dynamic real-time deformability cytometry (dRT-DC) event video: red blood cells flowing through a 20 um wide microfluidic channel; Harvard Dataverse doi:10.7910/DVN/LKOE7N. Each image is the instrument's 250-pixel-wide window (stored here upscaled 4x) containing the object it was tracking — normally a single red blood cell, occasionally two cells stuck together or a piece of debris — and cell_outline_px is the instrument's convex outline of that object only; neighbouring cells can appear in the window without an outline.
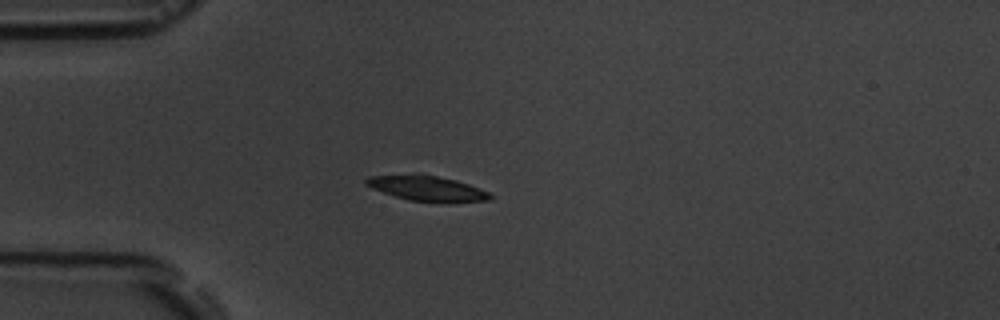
{"species": "common noctule bat (a hibernating species)", "species_latin": "Nyctalus noctula", "temperature_condition": "room temperature", "stored_images_in_passage": 8, "camera_frame_rate_fps": 3000, "um_per_image_px": 0.085, "animal": {"sex": "male", "body_mass_g": 19.5, "forearm_length_mm": 54.6}, "frame": {"image": 1, "passage_image": 5, "time_ms": 4.667, "image_size_px": [1000, 320], "cell_outline_px": [[492, 200], [448, 204], [408, 200], [372, 188], [364, 184], [364, 180], [368, 176], [412, 172], [436, 176], [456, 180], [480, 188], [488, 192], [492, 196]], "centroid_in_image_um": [36.3, 16.01], "position_along_channel_um": 48.7, "area_um2": 18.96}}
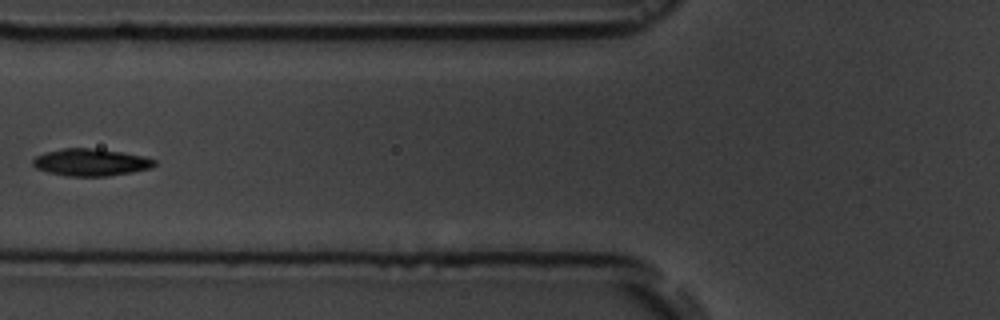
{"frame": {"image": 2, "passage_image": 7, "time_ms": 7.0, "image_size_px": [1000, 320], "cell_outline_px": [[156, 164], [152, 168], [132, 172], [108, 176], [68, 176], [48, 172], [36, 168], [32, 164], [32, 160], [36, 156], [44, 152], [64, 148], [88, 148], [120, 152], [144, 156], [156, 160]], "centroid_in_image_um": [7.71, 13.8], "position_along_channel_um": 118.1, "area_um2": 19.19}}
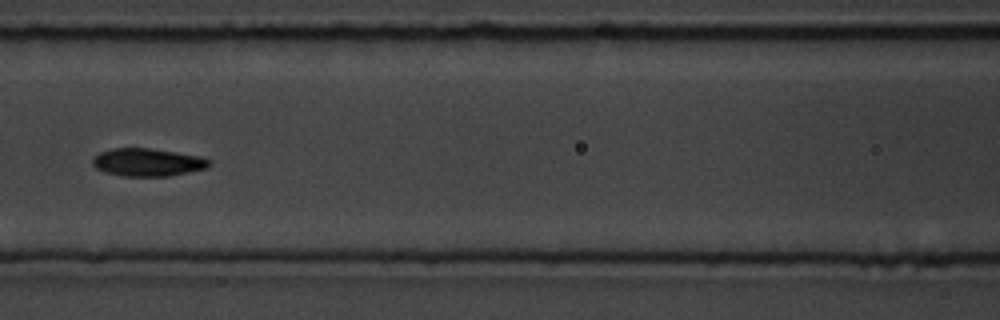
{"frame": {"image": 3, "passage_image": 8, "time_ms": 8.0, "image_size_px": [1000, 320], "cell_outline_px": [[212, 164], [208, 168], [168, 176], [124, 176], [104, 172], [96, 168], [92, 164], [92, 160], [100, 152], [116, 148], [148, 148], [200, 156], [212, 160]], "centroid_in_image_um": [12.58, 13.8], "position_along_channel_um": 154.0, "area_um2": 18.84}}